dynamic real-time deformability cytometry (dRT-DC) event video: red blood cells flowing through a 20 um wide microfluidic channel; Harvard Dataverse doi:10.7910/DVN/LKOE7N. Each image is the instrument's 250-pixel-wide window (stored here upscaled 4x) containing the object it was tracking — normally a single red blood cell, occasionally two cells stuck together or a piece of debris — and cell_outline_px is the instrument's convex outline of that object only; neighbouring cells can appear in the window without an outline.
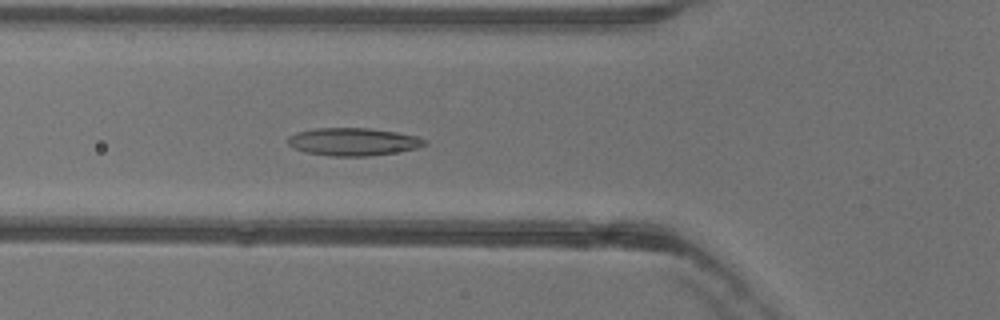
{"species": "common noctule bat (a hibernating species)", "species_latin": "Nyctalus noctula", "temperature_condition": "warm", "stored_images_in_passage": 51, "camera_frame_rate_fps": 3000, "um_per_image_px": 0.085, "animal": {"sex": "female"}, "frame": {"image": 1, "passage_image": 18, "time_ms": 5.667, "image_size_px": [1000, 320], "cell_outline_px": [[428, 144], [416, 148], [396, 152], [368, 156], [332, 156], [304, 152], [288, 144], [288, 136], [296, 132], [316, 128], [372, 128], [396, 132], [416, 136], [428, 140]], "centroid_in_image_um": [30.03, 12.04], "position_along_channel_um": 95.8, "area_um2": 22.14}}
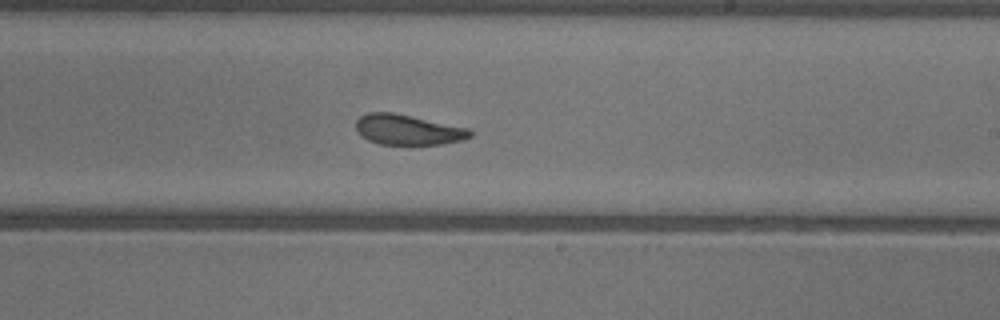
{"frame": {"image": 2, "passage_image": 30, "time_ms": 9.667, "image_size_px": [1000, 320], "cell_outline_px": [[472, 136], [464, 140], [440, 144], [380, 144], [368, 140], [356, 128], [356, 120], [360, 116], [368, 112], [392, 112], [412, 116], [468, 128], [472, 132]], "centroid_in_image_um": [34.68, 11.02], "position_along_channel_um": 254.3, "area_um2": 19.94}}
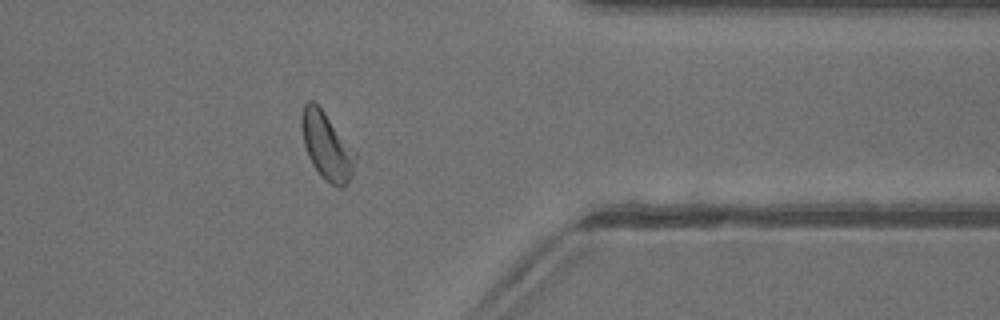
{"frame": {"image": 3, "passage_image": 41, "time_ms": 13.333, "image_size_px": [1000, 320], "cell_outline_px": [[356, 156], [352, 176], [348, 184], [344, 188], [336, 188], [324, 180], [320, 176], [312, 164], [308, 156], [304, 144], [300, 124], [300, 116], [304, 104], [308, 100], [312, 100], [324, 112], [356, 152]], "centroid_in_image_um": [27.76, 12.46], "position_along_channel_um": 383.6, "area_um2": 21.27}, "authors_computed_cell_mechanics": {"area_um2": 21.386, "velocity_mm_per_s": 3.9584, "shape_relaxation_time_tau1_ms": 5.5135, "shape_relaxation_time_tau2_ms": 3.2032, "deformation_change_tau1": 0.1699, "deformation_change_tau2": 0.1041}}